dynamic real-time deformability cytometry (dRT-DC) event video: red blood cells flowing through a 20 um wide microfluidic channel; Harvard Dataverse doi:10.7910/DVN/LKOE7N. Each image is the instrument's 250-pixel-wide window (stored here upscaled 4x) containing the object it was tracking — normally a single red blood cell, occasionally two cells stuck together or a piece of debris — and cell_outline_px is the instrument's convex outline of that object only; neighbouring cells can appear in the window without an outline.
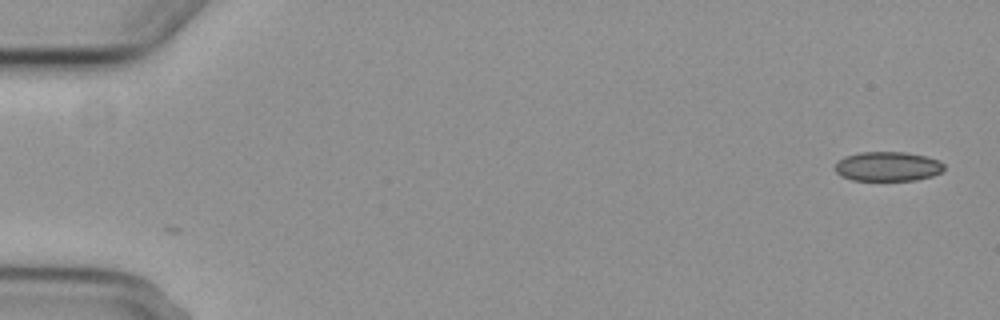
{"species": "common noctule bat (a hibernating species)", "species_latin": "Nyctalus noctula", "temperature_condition": "cold", "stored_images_in_passage": 5, "camera_frame_rate_fps": 3000, "um_per_image_px": 0.085, "animal": {"sex": "female", "body_mass_g": 29.2, "forearm_length_mm": 56.3}, "frame": {"image": 1, "passage_image": 1, "time_ms": 0.0, "image_size_px": [1000, 320], "cell_outline_px": [[944, 168], [940, 172], [932, 176], [916, 180], [852, 180], [840, 176], [836, 172], [836, 164], [844, 156], [860, 152], [904, 152], [924, 156], [936, 160], [944, 164]], "centroid_in_image_um": [75.43, 14.15], "position_along_channel_um": 9.6, "area_um2": 18.55}}